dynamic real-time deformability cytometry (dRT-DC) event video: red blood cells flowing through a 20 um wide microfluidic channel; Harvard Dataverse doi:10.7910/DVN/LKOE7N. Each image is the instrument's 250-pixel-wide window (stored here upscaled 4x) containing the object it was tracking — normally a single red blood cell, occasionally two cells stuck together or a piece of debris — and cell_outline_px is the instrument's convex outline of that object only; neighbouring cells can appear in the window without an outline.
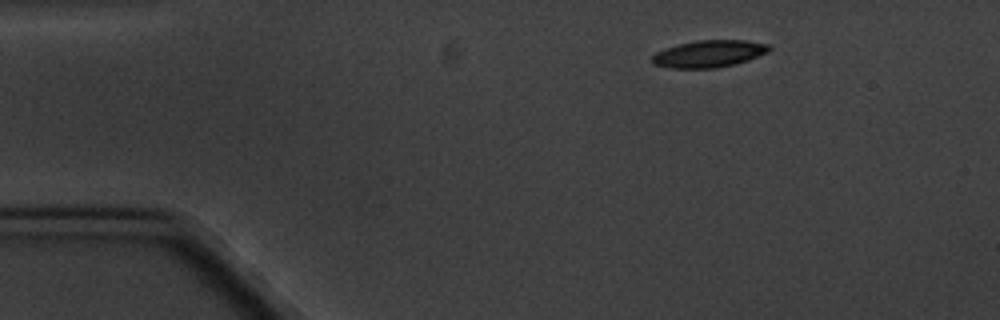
{"species": "common noctule bat (a hibernating species)", "species_latin": "Nyctalus noctula", "temperature_condition": "cold", "stored_images_in_passage": 3, "camera_frame_rate_fps": 3000, "um_per_image_px": 0.085, "animal": {"sex": "male", "body_mass_g": 20.1, "forearm_length_mm": 53.5}, "frame": {"image": 1, "passage_image": 1, "time_ms": 0.0, "image_size_px": [1000, 320], "cell_outline_px": [[772, 48], [768, 52], [748, 60], [736, 64], [716, 68], [672, 68], [652, 64], [652, 56], [656, 52], [664, 48], [696, 40], [748, 40], [768, 44]], "centroid_in_image_um": [60.27, 4.57], "position_along_channel_um": 24.7, "area_um2": 18.55}}